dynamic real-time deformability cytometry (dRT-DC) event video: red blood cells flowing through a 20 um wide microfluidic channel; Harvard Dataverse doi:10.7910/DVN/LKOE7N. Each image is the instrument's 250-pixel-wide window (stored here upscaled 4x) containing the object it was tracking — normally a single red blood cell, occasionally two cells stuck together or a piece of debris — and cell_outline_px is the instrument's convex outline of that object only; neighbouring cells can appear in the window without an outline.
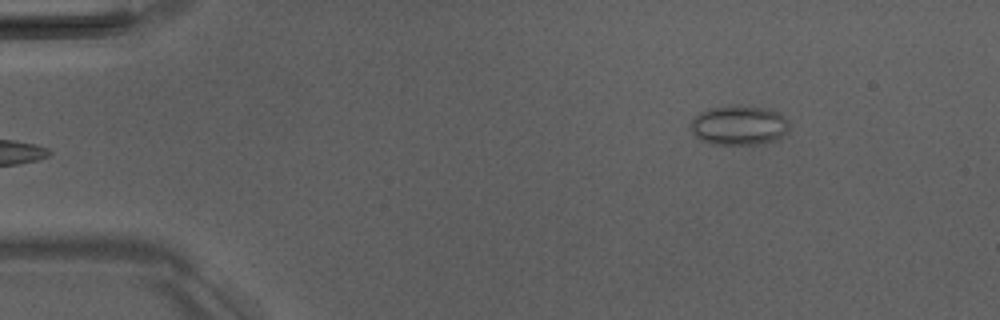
{"species": "Egyptian fruit bat (a non-hibernating species)", "species_latin": "Rousettus aegyptiacus", "temperature_condition": "room temperature", "stored_images_in_passage": 5, "camera_frame_rate_fps": 3000, "um_per_image_px": 0.085, "animal": {"sex": "male"}, "frame": {"image": 1, "passage_image": 5, "time_ms": 5.667, "image_size_px": [1000, 320], "cell_outline_px": [[788, 132], [776, 140], [760, 144], [708, 144], [700, 140], [692, 132], [688, 124], [692, 116], [708, 108], [764, 108], [780, 112], [788, 120]], "centroid_in_image_um": [62.78, 10.69], "position_along_channel_um": 22.2, "area_um2": 22.54}}